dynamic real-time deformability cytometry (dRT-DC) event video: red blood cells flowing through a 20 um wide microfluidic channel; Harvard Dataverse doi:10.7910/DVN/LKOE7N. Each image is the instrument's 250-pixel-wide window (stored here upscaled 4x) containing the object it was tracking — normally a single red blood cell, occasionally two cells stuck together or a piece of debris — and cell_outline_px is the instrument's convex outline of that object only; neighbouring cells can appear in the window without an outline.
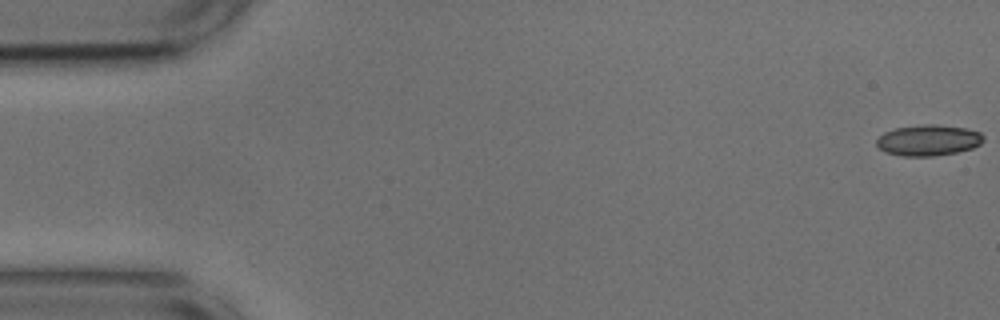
{"species": "common noctule bat (a hibernating species)", "species_latin": "Nyctalus noctula", "temperature_condition": "cold", "stored_images_in_passage": 50, "camera_frame_rate_fps": 3000, "um_per_image_px": 0.085, "animal": {"sex": "male", "body_mass_g": 17.9, "forearm_length_mm": 54.2}, "frame": {"image": 1, "passage_image": 1, "time_ms": 0.0, "image_size_px": [1000, 320], "cell_outline_px": [[984, 140], [980, 144], [972, 148], [956, 152], [932, 156], [900, 156], [884, 152], [876, 144], [876, 140], [884, 132], [896, 128], [924, 124], [932, 124], [964, 128], [980, 132], [984, 136]], "centroid_in_image_um": [78.9, 11.92], "position_along_channel_um": 6.1, "area_um2": 19.19}}
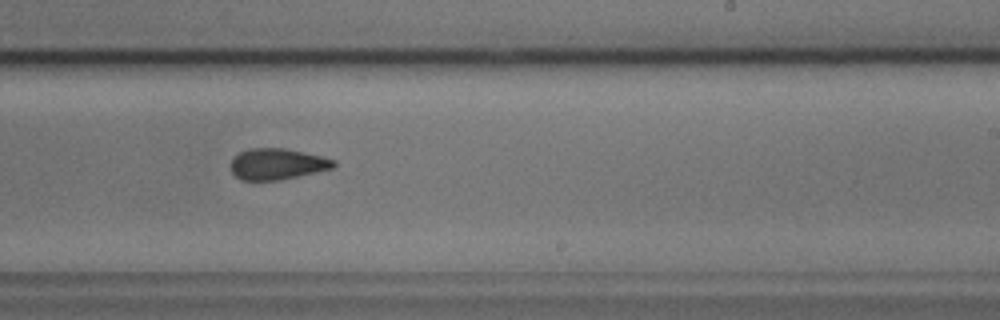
{"frame": {"image": 2, "passage_image": 33, "time_ms": 10.667, "image_size_px": [1000, 320], "cell_outline_px": [[336, 164], [332, 168], [296, 176], [276, 180], [240, 180], [232, 172], [232, 160], [240, 152], [248, 148], [284, 148], [304, 152], [336, 160]], "centroid_in_image_um": [23.55, 13.93], "position_along_channel_um": 265.4, "area_um2": 18.32}}
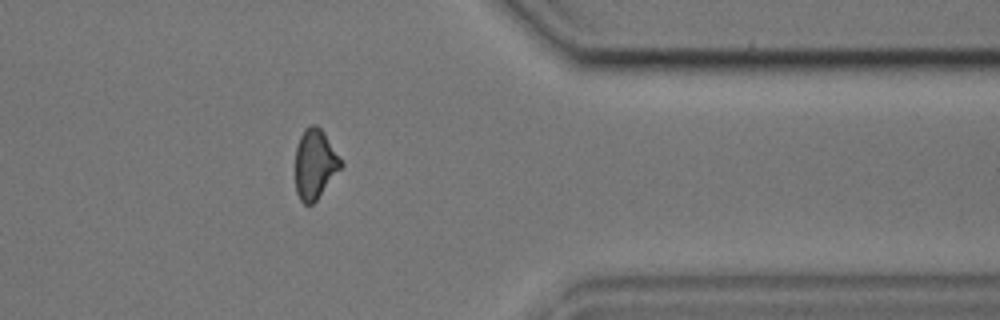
{"frame": {"image": 3, "passage_image": 44, "time_ms": 14.333, "image_size_px": [1000, 320], "cell_outline_px": [[344, 164], [316, 200], [312, 204], [304, 204], [300, 200], [296, 192], [296, 148], [300, 136], [304, 128], [312, 124], [316, 124], [324, 132]], "centroid_in_image_um": [26.76, 13.93], "position_along_channel_um": 384.6, "area_um2": 18.38}, "authors_computed_cell_mechanics": {"area_um2": 19.2474, "velocity_mm_per_s": 3.6649, "shape_relaxation_time_tau1_ms": 7.9598, "shape_relaxation_time_tau2_ms": 2.7156, "deformation_change_tau1": 0.1492, "deformation_change_tau2": 0.0901}}